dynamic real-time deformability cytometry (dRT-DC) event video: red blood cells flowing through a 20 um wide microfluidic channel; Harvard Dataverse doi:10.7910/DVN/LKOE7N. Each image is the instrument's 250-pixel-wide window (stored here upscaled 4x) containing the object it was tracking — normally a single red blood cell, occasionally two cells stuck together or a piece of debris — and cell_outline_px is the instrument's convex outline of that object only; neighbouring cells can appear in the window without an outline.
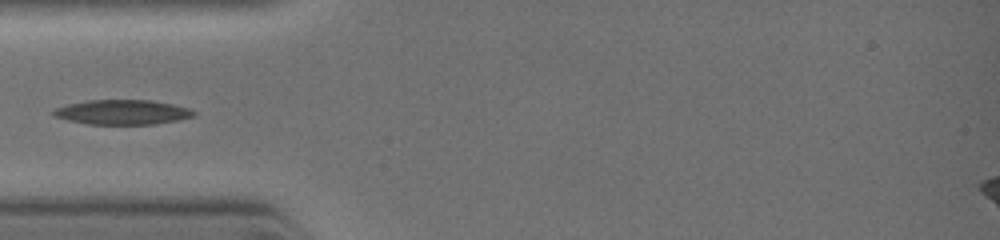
{"species": "common noctule bat (a hibernating species)", "species_latin": "Nyctalus noctula", "temperature_condition": "warm", "stored_images_in_passage": 16, "camera_frame_rate_fps": 3000, "um_per_image_px": 0.085, "animal": {"sex": "female", "body_mass_g": 19.0, "forearm_length_mm": 51.5}, "frame": {"image": 1, "passage_image": 12, "time_ms": 3.0, "image_size_px": [1000, 240], "cell_outline_px": [[196, 116], [176, 120], [152, 124], [88, 124], [68, 120], [52, 116], [52, 112], [56, 108], [68, 104], [88, 100], [152, 100], [172, 104], [188, 108], [196, 112]], "centroid_in_image_um": [10.39, 9.53], "position_along_channel_um": 74.6, "area_um2": 20.11}}